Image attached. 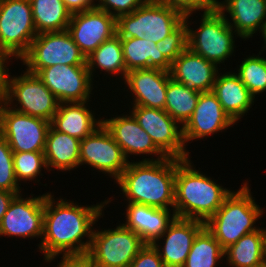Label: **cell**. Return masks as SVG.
<instances>
[{"label":"cell","mask_w":266,"mask_h":267,"mask_svg":"<svg viewBox=\"0 0 266 267\" xmlns=\"http://www.w3.org/2000/svg\"><path fill=\"white\" fill-rule=\"evenodd\" d=\"M204 226L199 220L174 218L162 236L152 243L166 267L184 266L193 240ZM161 239L165 240L163 246L158 245Z\"/></svg>","instance_id":"obj_18"},{"label":"cell","mask_w":266,"mask_h":267,"mask_svg":"<svg viewBox=\"0 0 266 267\" xmlns=\"http://www.w3.org/2000/svg\"><path fill=\"white\" fill-rule=\"evenodd\" d=\"M145 244L139 235L123 224L115 229H96L86 257L94 267H129Z\"/></svg>","instance_id":"obj_8"},{"label":"cell","mask_w":266,"mask_h":267,"mask_svg":"<svg viewBox=\"0 0 266 267\" xmlns=\"http://www.w3.org/2000/svg\"><path fill=\"white\" fill-rule=\"evenodd\" d=\"M16 180L13 164V151L6 139L0 134V190L21 194Z\"/></svg>","instance_id":"obj_35"},{"label":"cell","mask_w":266,"mask_h":267,"mask_svg":"<svg viewBox=\"0 0 266 267\" xmlns=\"http://www.w3.org/2000/svg\"><path fill=\"white\" fill-rule=\"evenodd\" d=\"M185 15L156 0H147L128 15L116 19V34L120 38H147L154 43L174 32Z\"/></svg>","instance_id":"obj_5"},{"label":"cell","mask_w":266,"mask_h":267,"mask_svg":"<svg viewBox=\"0 0 266 267\" xmlns=\"http://www.w3.org/2000/svg\"><path fill=\"white\" fill-rule=\"evenodd\" d=\"M67 30L87 57L104 41L116 34V19L95 7L72 14Z\"/></svg>","instance_id":"obj_16"},{"label":"cell","mask_w":266,"mask_h":267,"mask_svg":"<svg viewBox=\"0 0 266 267\" xmlns=\"http://www.w3.org/2000/svg\"><path fill=\"white\" fill-rule=\"evenodd\" d=\"M126 71L156 68L169 72L171 63L165 58L156 43L144 38H121Z\"/></svg>","instance_id":"obj_27"},{"label":"cell","mask_w":266,"mask_h":267,"mask_svg":"<svg viewBox=\"0 0 266 267\" xmlns=\"http://www.w3.org/2000/svg\"><path fill=\"white\" fill-rule=\"evenodd\" d=\"M260 32L262 33V37L264 39V46L262 47L263 50H260L263 53L264 49L266 50V22L263 24Z\"/></svg>","instance_id":"obj_44"},{"label":"cell","mask_w":266,"mask_h":267,"mask_svg":"<svg viewBox=\"0 0 266 267\" xmlns=\"http://www.w3.org/2000/svg\"><path fill=\"white\" fill-rule=\"evenodd\" d=\"M51 193H46L44 202L43 235L39 250L46 262L62 257L86 256L94 227L101 218L103 207L110 200L91 206H80L60 198L58 202ZM93 228V229H92ZM87 237L88 240L82 241Z\"/></svg>","instance_id":"obj_1"},{"label":"cell","mask_w":266,"mask_h":267,"mask_svg":"<svg viewBox=\"0 0 266 267\" xmlns=\"http://www.w3.org/2000/svg\"><path fill=\"white\" fill-rule=\"evenodd\" d=\"M224 257V249L204 226L195 236L183 267H216Z\"/></svg>","instance_id":"obj_32"},{"label":"cell","mask_w":266,"mask_h":267,"mask_svg":"<svg viewBox=\"0 0 266 267\" xmlns=\"http://www.w3.org/2000/svg\"><path fill=\"white\" fill-rule=\"evenodd\" d=\"M200 93L171 78L167 85L164 110L183 126L194 112Z\"/></svg>","instance_id":"obj_31"},{"label":"cell","mask_w":266,"mask_h":267,"mask_svg":"<svg viewBox=\"0 0 266 267\" xmlns=\"http://www.w3.org/2000/svg\"><path fill=\"white\" fill-rule=\"evenodd\" d=\"M88 102L60 103L51 126L79 140L85 139L102 125V119H95L94 111L87 108Z\"/></svg>","instance_id":"obj_24"},{"label":"cell","mask_w":266,"mask_h":267,"mask_svg":"<svg viewBox=\"0 0 266 267\" xmlns=\"http://www.w3.org/2000/svg\"><path fill=\"white\" fill-rule=\"evenodd\" d=\"M20 60L26 65V71L35 75L41 69L57 64L87 65L85 55L68 30L39 33Z\"/></svg>","instance_id":"obj_9"},{"label":"cell","mask_w":266,"mask_h":267,"mask_svg":"<svg viewBox=\"0 0 266 267\" xmlns=\"http://www.w3.org/2000/svg\"><path fill=\"white\" fill-rule=\"evenodd\" d=\"M248 267H266V261L259 263V264H256V265H253V266H248Z\"/></svg>","instance_id":"obj_46"},{"label":"cell","mask_w":266,"mask_h":267,"mask_svg":"<svg viewBox=\"0 0 266 267\" xmlns=\"http://www.w3.org/2000/svg\"><path fill=\"white\" fill-rule=\"evenodd\" d=\"M125 227L139 235L146 244L162 236L176 214L169 209L137 203H127Z\"/></svg>","instance_id":"obj_22"},{"label":"cell","mask_w":266,"mask_h":267,"mask_svg":"<svg viewBox=\"0 0 266 267\" xmlns=\"http://www.w3.org/2000/svg\"><path fill=\"white\" fill-rule=\"evenodd\" d=\"M166 6L174 8L184 15L216 8L218 0H156Z\"/></svg>","instance_id":"obj_38"},{"label":"cell","mask_w":266,"mask_h":267,"mask_svg":"<svg viewBox=\"0 0 266 267\" xmlns=\"http://www.w3.org/2000/svg\"><path fill=\"white\" fill-rule=\"evenodd\" d=\"M190 16L191 13L184 17L187 23V48L216 66L224 63L236 47L234 45L236 32L227 22V14L220 12L217 8L204 10L201 15V24L196 30L188 26Z\"/></svg>","instance_id":"obj_6"},{"label":"cell","mask_w":266,"mask_h":267,"mask_svg":"<svg viewBox=\"0 0 266 267\" xmlns=\"http://www.w3.org/2000/svg\"><path fill=\"white\" fill-rule=\"evenodd\" d=\"M264 259L266 261V229H264Z\"/></svg>","instance_id":"obj_45"},{"label":"cell","mask_w":266,"mask_h":267,"mask_svg":"<svg viewBox=\"0 0 266 267\" xmlns=\"http://www.w3.org/2000/svg\"><path fill=\"white\" fill-rule=\"evenodd\" d=\"M11 54L0 44V91L5 85L7 76L10 74L9 69L6 66L8 60L11 58Z\"/></svg>","instance_id":"obj_42"},{"label":"cell","mask_w":266,"mask_h":267,"mask_svg":"<svg viewBox=\"0 0 266 267\" xmlns=\"http://www.w3.org/2000/svg\"><path fill=\"white\" fill-rule=\"evenodd\" d=\"M30 0H0V44L21 59L37 36Z\"/></svg>","instance_id":"obj_10"},{"label":"cell","mask_w":266,"mask_h":267,"mask_svg":"<svg viewBox=\"0 0 266 267\" xmlns=\"http://www.w3.org/2000/svg\"><path fill=\"white\" fill-rule=\"evenodd\" d=\"M96 0H63L71 14L95 8Z\"/></svg>","instance_id":"obj_40"},{"label":"cell","mask_w":266,"mask_h":267,"mask_svg":"<svg viewBox=\"0 0 266 267\" xmlns=\"http://www.w3.org/2000/svg\"><path fill=\"white\" fill-rule=\"evenodd\" d=\"M171 78L199 92L212 91L218 66L186 48L172 63Z\"/></svg>","instance_id":"obj_21"},{"label":"cell","mask_w":266,"mask_h":267,"mask_svg":"<svg viewBox=\"0 0 266 267\" xmlns=\"http://www.w3.org/2000/svg\"><path fill=\"white\" fill-rule=\"evenodd\" d=\"M129 162L103 124L80 141V165L88 164L107 173L114 181L120 178Z\"/></svg>","instance_id":"obj_13"},{"label":"cell","mask_w":266,"mask_h":267,"mask_svg":"<svg viewBox=\"0 0 266 267\" xmlns=\"http://www.w3.org/2000/svg\"><path fill=\"white\" fill-rule=\"evenodd\" d=\"M248 183L224 200L222 206L205 223L223 249L236 243L242 236L255 232L254 224L264 213L252 198Z\"/></svg>","instance_id":"obj_4"},{"label":"cell","mask_w":266,"mask_h":267,"mask_svg":"<svg viewBox=\"0 0 266 267\" xmlns=\"http://www.w3.org/2000/svg\"><path fill=\"white\" fill-rule=\"evenodd\" d=\"M102 124L121 147L127 159L132 154H153L157 156L156 159L152 157V159L145 158L142 161H157L166 158L131 113L125 116L111 117V119L103 118Z\"/></svg>","instance_id":"obj_19"},{"label":"cell","mask_w":266,"mask_h":267,"mask_svg":"<svg viewBox=\"0 0 266 267\" xmlns=\"http://www.w3.org/2000/svg\"><path fill=\"white\" fill-rule=\"evenodd\" d=\"M80 141L50 126L44 149L48 171L76 169L80 165Z\"/></svg>","instance_id":"obj_26"},{"label":"cell","mask_w":266,"mask_h":267,"mask_svg":"<svg viewBox=\"0 0 266 267\" xmlns=\"http://www.w3.org/2000/svg\"><path fill=\"white\" fill-rule=\"evenodd\" d=\"M87 68L93 79L94 70L100 68L109 74L118 76L125 80L127 71L123 56L121 38L115 34L110 39L104 41L97 49L86 57Z\"/></svg>","instance_id":"obj_28"},{"label":"cell","mask_w":266,"mask_h":267,"mask_svg":"<svg viewBox=\"0 0 266 267\" xmlns=\"http://www.w3.org/2000/svg\"><path fill=\"white\" fill-rule=\"evenodd\" d=\"M23 73L18 77L7 76L0 99L17 112L51 122L60 102L37 75L27 71ZM15 100L19 107L18 104L14 106Z\"/></svg>","instance_id":"obj_7"},{"label":"cell","mask_w":266,"mask_h":267,"mask_svg":"<svg viewBox=\"0 0 266 267\" xmlns=\"http://www.w3.org/2000/svg\"><path fill=\"white\" fill-rule=\"evenodd\" d=\"M177 159L129 162L118 183L128 203L157 208H173ZM170 206V207H169Z\"/></svg>","instance_id":"obj_2"},{"label":"cell","mask_w":266,"mask_h":267,"mask_svg":"<svg viewBox=\"0 0 266 267\" xmlns=\"http://www.w3.org/2000/svg\"><path fill=\"white\" fill-rule=\"evenodd\" d=\"M170 72L143 68L127 72L125 83L132 92L133 105L164 110Z\"/></svg>","instance_id":"obj_20"},{"label":"cell","mask_w":266,"mask_h":267,"mask_svg":"<svg viewBox=\"0 0 266 267\" xmlns=\"http://www.w3.org/2000/svg\"><path fill=\"white\" fill-rule=\"evenodd\" d=\"M232 193L196 170L190 158L177 159L175 175L176 217L206 223Z\"/></svg>","instance_id":"obj_3"},{"label":"cell","mask_w":266,"mask_h":267,"mask_svg":"<svg viewBox=\"0 0 266 267\" xmlns=\"http://www.w3.org/2000/svg\"><path fill=\"white\" fill-rule=\"evenodd\" d=\"M216 8L230 14L231 20L226 17L227 22L237 36L245 40L252 38L257 30L260 33L266 22V0H224L218 1Z\"/></svg>","instance_id":"obj_23"},{"label":"cell","mask_w":266,"mask_h":267,"mask_svg":"<svg viewBox=\"0 0 266 267\" xmlns=\"http://www.w3.org/2000/svg\"><path fill=\"white\" fill-rule=\"evenodd\" d=\"M260 54L245 58L235 73L254 98L266 91V58Z\"/></svg>","instance_id":"obj_33"},{"label":"cell","mask_w":266,"mask_h":267,"mask_svg":"<svg viewBox=\"0 0 266 267\" xmlns=\"http://www.w3.org/2000/svg\"><path fill=\"white\" fill-rule=\"evenodd\" d=\"M95 7L107 12L115 19L120 16L128 15L142 6L147 0H97Z\"/></svg>","instance_id":"obj_37"},{"label":"cell","mask_w":266,"mask_h":267,"mask_svg":"<svg viewBox=\"0 0 266 267\" xmlns=\"http://www.w3.org/2000/svg\"><path fill=\"white\" fill-rule=\"evenodd\" d=\"M212 92L234 123L248 113L255 99L235 72H218Z\"/></svg>","instance_id":"obj_25"},{"label":"cell","mask_w":266,"mask_h":267,"mask_svg":"<svg viewBox=\"0 0 266 267\" xmlns=\"http://www.w3.org/2000/svg\"><path fill=\"white\" fill-rule=\"evenodd\" d=\"M234 124L212 91L201 92L194 112L181 126L184 144L186 146L189 141L207 138Z\"/></svg>","instance_id":"obj_17"},{"label":"cell","mask_w":266,"mask_h":267,"mask_svg":"<svg viewBox=\"0 0 266 267\" xmlns=\"http://www.w3.org/2000/svg\"><path fill=\"white\" fill-rule=\"evenodd\" d=\"M37 34L68 29L71 12L63 0H30Z\"/></svg>","instance_id":"obj_30"},{"label":"cell","mask_w":266,"mask_h":267,"mask_svg":"<svg viewBox=\"0 0 266 267\" xmlns=\"http://www.w3.org/2000/svg\"><path fill=\"white\" fill-rule=\"evenodd\" d=\"M46 194L22 198L16 195L10 202L0 224V236L41 238L43 235L44 202Z\"/></svg>","instance_id":"obj_15"},{"label":"cell","mask_w":266,"mask_h":267,"mask_svg":"<svg viewBox=\"0 0 266 267\" xmlns=\"http://www.w3.org/2000/svg\"><path fill=\"white\" fill-rule=\"evenodd\" d=\"M60 103L89 101L93 81L87 65H54L36 74Z\"/></svg>","instance_id":"obj_14"},{"label":"cell","mask_w":266,"mask_h":267,"mask_svg":"<svg viewBox=\"0 0 266 267\" xmlns=\"http://www.w3.org/2000/svg\"><path fill=\"white\" fill-rule=\"evenodd\" d=\"M14 173L17 182L32 181L47 168L44 152H13Z\"/></svg>","instance_id":"obj_34"},{"label":"cell","mask_w":266,"mask_h":267,"mask_svg":"<svg viewBox=\"0 0 266 267\" xmlns=\"http://www.w3.org/2000/svg\"><path fill=\"white\" fill-rule=\"evenodd\" d=\"M131 113L155 146L169 158L187 159L189 151L183 140L182 127L165 110L133 105Z\"/></svg>","instance_id":"obj_12"},{"label":"cell","mask_w":266,"mask_h":267,"mask_svg":"<svg viewBox=\"0 0 266 267\" xmlns=\"http://www.w3.org/2000/svg\"><path fill=\"white\" fill-rule=\"evenodd\" d=\"M129 267H166L152 244H145Z\"/></svg>","instance_id":"obj_39"},{"label":"cell","mask_w":266,"mask_h":267,"mask_svg":"<svg viewBox=\"0 0 266 267\" xmlns=\"http://www.w3.org/2000/svg\"><path fill=\"white\" fill-rule=\"evenodd\" d=\"M224 257L232 267H248L264 262V229L259 228L242 236L224 249Z\"/></svg>","instance_id":"obj_29"},{"label":"cell","mask_w":266,"mask_h":267,"mask_svg":"<svg viewBox=\"0 0 266 267\" xmlns=\"http://www.w3.org/2000/svg\"><path fill=\"white\" fill-rule=\"evenodd\" d=\"M57 267H94L86 256L61 257Z\"/></svg>","instance_id":"obj_41"},{"label":"cell","mask_w":266,"mask_h":267,"mask_svg":"<svg viewBox=\"0 0 266 267\" xmlns=\"http://www.w3.org/2000/svg\"><path fill=\"white\" fill-rule=\"evenodd\" d=\"M51 122L17 112L0 99V134L13 152H44Z\"/></svg>","instance_id":"obj_11"},{"label":"cell","mask_w":266,"mask_h":267,"mask_svg":"<svg viewBox=\"0 0 266 267\" xmlns=\"http://www.w3.org/2000/svg\"><path fill=\"white\" fill-rule=\"evenodd\" d=\"M16 193L0 190V224L2 222L3 216L7 212L8 206Z\"/></svg>","instance_id":"obj_43"},{"label":"cell","mask_w":266,"mask_h":267,"mask_svg":"<svg viewBox=\"0 0 266 267\" xmlns=\"http://www.w3.org/2000/svg\"><path fill=\"white\" fill-rule=\"evenodd\" d=\"M156 47L172 63L187 48V23L184 21L174 32L158 41Z\"/></svg>","instance_id":"obj_36"}]
</instances>
